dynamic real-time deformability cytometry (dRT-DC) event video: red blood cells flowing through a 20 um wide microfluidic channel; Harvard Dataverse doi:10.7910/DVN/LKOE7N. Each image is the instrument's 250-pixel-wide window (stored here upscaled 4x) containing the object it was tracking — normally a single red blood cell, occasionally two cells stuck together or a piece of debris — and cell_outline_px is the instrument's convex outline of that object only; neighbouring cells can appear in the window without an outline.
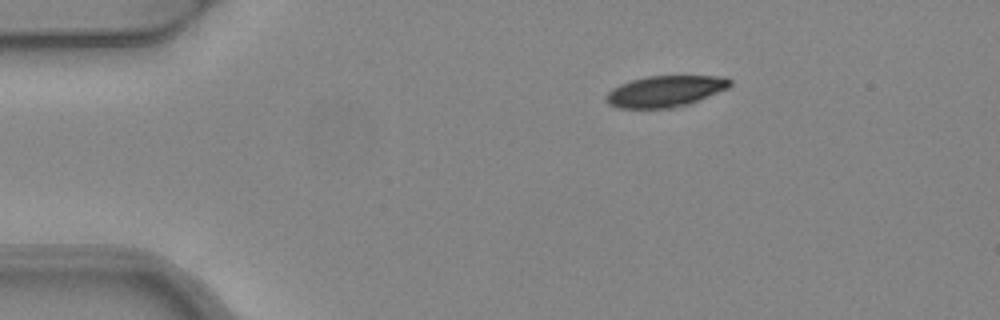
{"species": "common noctule bat (a hibernating species)", "species_latin": "Nyctalus noctula", "temperature_condition": "warm", "stored_images_in_passage": 1, "camera_frame_rate_fps": 3000, "um_per_image_px": 0.085, "animal": {"sex": "female", "body_mass_g": 24.6, "forearm_length_mm": 56.2}, "frame": {"image": 1, "passage_image": 1, "time_ms": 0.0, "image_size_px": [1000, 320], "cell_outline_px": [[732, 84], [728, 88], [688, 104], [672, 108], [616, 108], [608, 104], [604, 100], [604, 96], [612, 88], [620, 84], [632, 80], [648, 76], [724, 76], [732, 80]], "centroid_in_image_um": [56.51, 7.76], "position_along_channel_um": 28.5, "area_um2": 22.6}}